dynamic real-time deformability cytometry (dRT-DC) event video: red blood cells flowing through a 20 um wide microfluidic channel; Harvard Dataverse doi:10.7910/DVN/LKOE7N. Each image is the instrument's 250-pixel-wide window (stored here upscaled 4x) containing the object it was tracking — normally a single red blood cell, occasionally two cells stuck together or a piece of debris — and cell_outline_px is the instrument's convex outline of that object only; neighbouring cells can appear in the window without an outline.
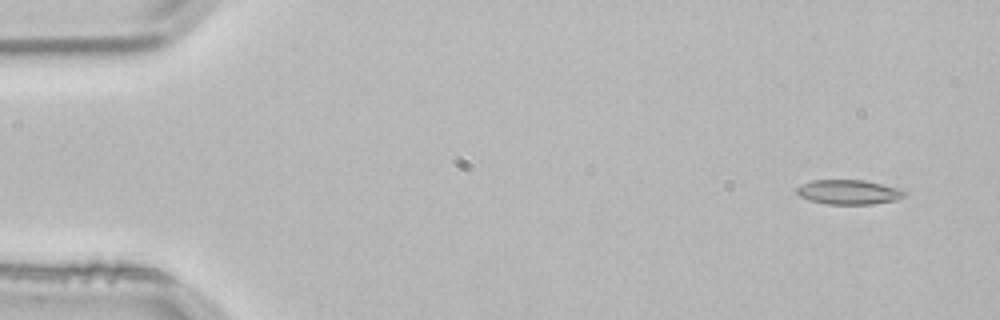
{"species": "common noctule bat (a hibernating species)", "species_latin": "Nyctalus noctula", "temperature_condition": "room temperature", "stored_images_in_passage": 3, "camera_frame_rate_fps": 3000, "um_per_image_px": 0.085, "animal": {"sex": "male", "body_mass_g": 21.5, "forearm_length_mm": 52.0}, "frame": {"image": 1, "passage_image": 1, "time_ms": 0.0, "image_size_px": [1000, 320], "cell_outline_px": [[908, 192], [904, 196], [896, 200], [872, 204], [828, 204], [808, 200], [800, 196], [796, 192], [796, 188], [800, 184], [812, 180], [864, 180], [904, 188]], "centroid_in_image_um": [72.18, 16.32], "position_along_channel_um": 12.8, "area_um2": 15.72}}
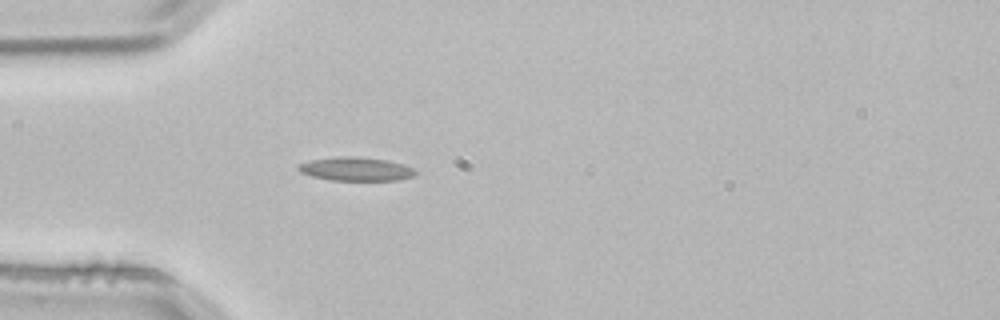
{"frame": {"image": 2, "passage_image": 3, "time_ms": 0.667, "image_size_px": [1000, 320], "cell_outline_px": [[416, 172], [412, 176], [400, 180], [332, 180], [312, 176], [300, 172], [296, 168], [300, 164], [308, 160], [336, 156], [360, 156], [388, 160], [412, 168]], "centroid_in_image_um": [30.2, 14.35], "position_along_channel_um": 54.8, "area_um2": 16.13}}